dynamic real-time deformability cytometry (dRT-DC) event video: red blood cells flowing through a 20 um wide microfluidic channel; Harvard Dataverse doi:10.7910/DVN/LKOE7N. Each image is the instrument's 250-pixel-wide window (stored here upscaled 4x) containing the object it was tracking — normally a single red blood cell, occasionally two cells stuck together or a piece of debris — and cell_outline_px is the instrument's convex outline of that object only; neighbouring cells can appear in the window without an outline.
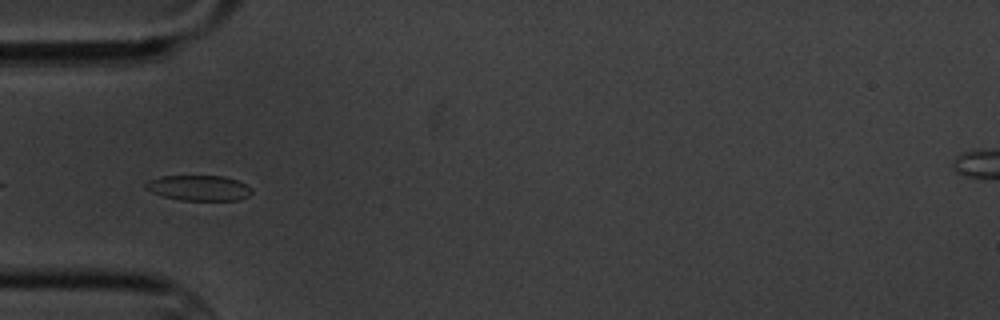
{"species": "common noctule bat (a hibernating species)", "species_latin": "Nyctalus noctula", "temperature_condition": "cold", "stored_images_in_passage": 7, "camera_frame_rate_fps": 3000, "um_per_image_px": 0.085, "animal": {"sex": "male", "body_mass_g": 20.1, "forearm_length_mm": 53.5}, "frame": {"image": 1, "passage_image": 3, "time_ms": 3.333, "image_size_px": [1000, 320], "cell_outline_px": [[252, 192], [248, 196], [240, 200], [180, 200], [164, 196], [152, 192], [144, 188], [144, 184], [148, 180], [160, 176], [224, 176], [236, 180], [252, 188]], "centroid_in_image_um": [16.88, 15.97], "position_along_channel_um": 68.1, "area_um2": 15.66}}
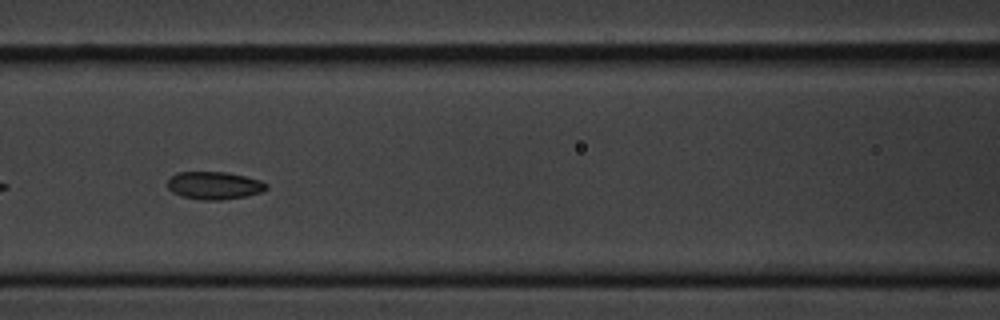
{"frame": {"image": 2, "passage_image": 5, "time_ms": 5.667, "image_size_px": [1000, 320], "cell_outline_px": [[268, 188], [264, 192], [248, 196], [224, 200], [200, 200], [184, 196], [172, 192], [168, 188], [168, 180], [176, 172], [228, 172], [260, 180], [268, 184]], "centroid_in_image_um": [18.26, 15.77], "position_along_channel_um": 148.3, "area_um2": 16.13}}
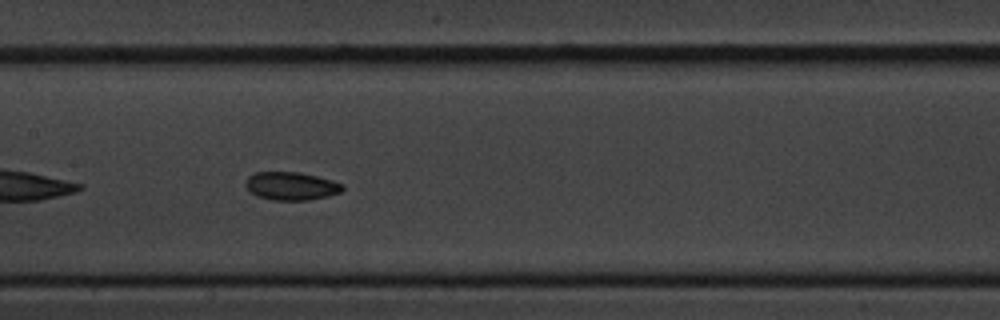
{"frame": {"image": 3, "passage_image": 6, "time_ms": 6.667, "image_size_px": [1000, 320], "cell_outline_px": [[344, 188], [340, 192], [328, 196], [308, 200], [272, 200], [256, 196], [248, 192], [244, 184], [244, 180], [248, 176], [256, 172], [300, 172], [332, 180], [344, 184]], "centroid_in_image_um": [24.7, 15.81], "position_along_channel_um": 182.7, "area_um2": 16.13}}